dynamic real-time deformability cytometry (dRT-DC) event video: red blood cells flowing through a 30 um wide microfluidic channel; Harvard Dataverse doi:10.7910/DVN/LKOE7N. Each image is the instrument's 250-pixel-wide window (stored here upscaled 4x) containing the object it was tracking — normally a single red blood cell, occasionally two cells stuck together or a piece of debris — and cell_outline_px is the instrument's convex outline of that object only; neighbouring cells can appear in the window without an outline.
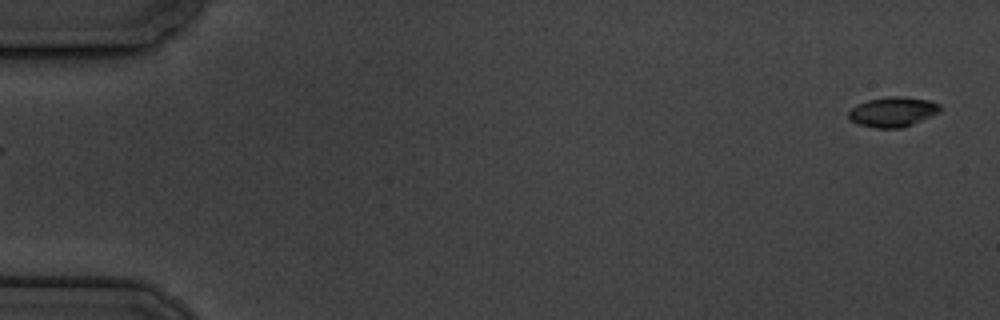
{"species": "common noctule bat (a hibernating species)", "species_latin": "Nyctalus noctula", "temperature_condition": "cold", "stored_images_in_passage": 5, "camera_frame_rate_fps": 3000, "um_per_image_px": 0.085, "animal": {"sex": "male", "body_mass_g": 19.5, "forearm_length_mm": 54.6}, "frame": {"image": 1, "passage_image": 1, "time_ms": 0.0, "image_size_px": [1000, 320], "cell_outline_px": [[940, 112], [904, 128], [876, 128], [856, 124], [848, 120], [848, 112], [852, 108], [868, 100], [888, 96], [900, 96], [928, 100], [940, 104]], "centroid_in_image_um": [75.87, 9.52], "position_along_channel_um": 9.1, "area_um2": 16.01}}
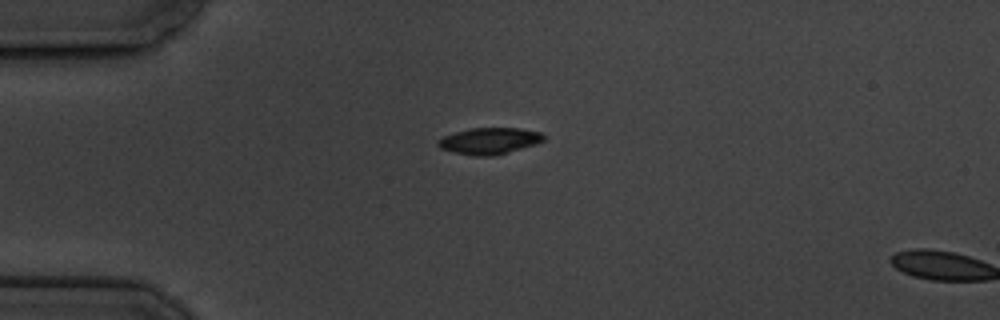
{"frame": {"image": 2, "passage_image": 4, "time_ms": 4.333, "image_size_px": [1000, 320], "cell_outline_px": [[544, 140], [536, 144], [492, 156], [472, 156], [440, 148], [436, 144], [436, 140], [444, 136], [456, 132], [472, 128], [520, 128], [540, 132], [544, 136]], "centroid_in_image_um": [41.58, 11.97], "position_along_channel_um": 43.4, "area_um2": 16.13}}